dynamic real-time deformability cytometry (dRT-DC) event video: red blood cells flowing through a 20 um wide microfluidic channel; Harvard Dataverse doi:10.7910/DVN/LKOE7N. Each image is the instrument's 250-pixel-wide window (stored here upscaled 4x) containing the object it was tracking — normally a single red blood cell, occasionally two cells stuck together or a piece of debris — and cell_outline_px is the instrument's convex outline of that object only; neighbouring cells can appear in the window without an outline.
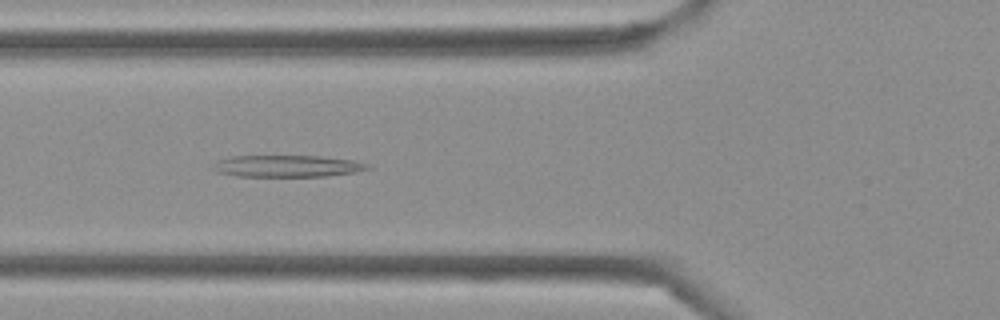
{"species": "Egyptian fruit bat (a non-hibernating species)", "species_latin": "Rousettus aegyptiacus", "temperature_condition": "cold", "stored_images_in_passage": 44, "camera_frame_rate_fps": 3000, "um_per_image_px": 0.085, "frame": {"image": 1, "passage_image": 15, "time_ms": 4.667, "image_size_px": [1000, 320], "cell_outline_px": [[372, 168], [356, 172], [324, 176], [236, 176], [216, 172], [212, 168], [216, 160], [232, 156], [320, 156], [352, 160], [368, 164]], "centroid_in_image_um": [24.38, 14.11], "position_along_channel_um": 101.4, "area_um2": 19.59}}
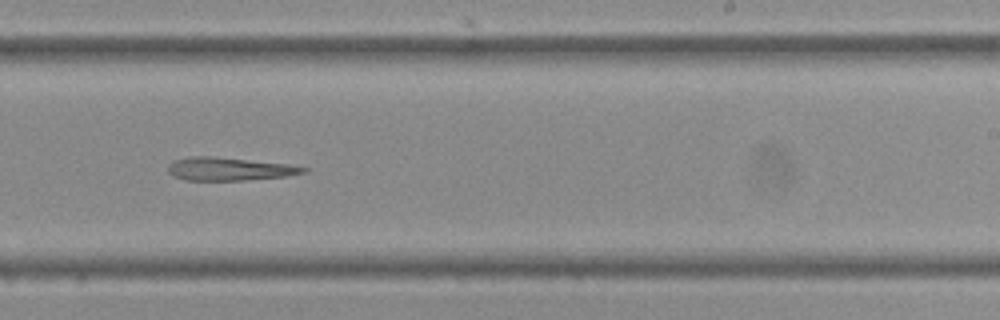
{"frame": {"image": 2, "passage_image": 26, "time_ms": 8.333, "image_size_px": [1000, 320], "cell_outline_px": [[308, 168], [304, 172], [288, 176], [244, 180], [184, 180], [168, 172], [168, 164], [176, 160], [188, 156], [212, 156], [288, 164]], "centroid_in_image_um": [19.47, 14.36], "position_along_channel_um": 269.5, "area_um2": 18.03}}
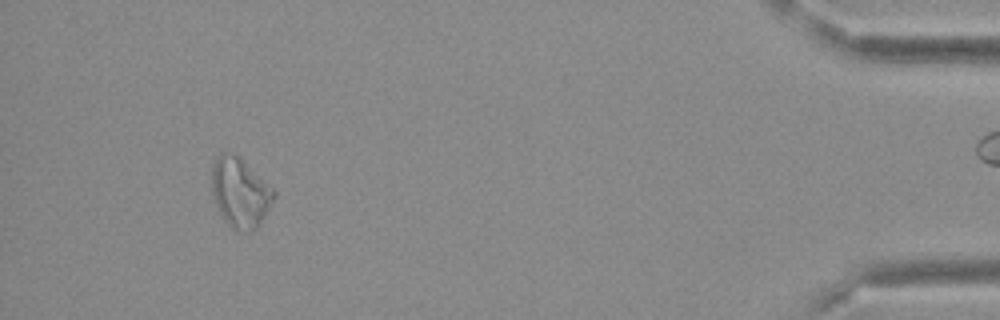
{"frame": {"image": 3, "passage_image": 40, "time_ms": 13.0, "image_size_px": [1000, 320], "cell_outline_px": [[276, 196], [260, 224], [252, 232], [240, 232], [232, 228], [220, 216], [212, 192], [212, 164], [216, 156], [220, 152], [232, 152], [272, 188], [276, 192]], "centroid_in_image_um": [20.38, 16.41], "position_along_channel_um": 414.8, "area_um2": 25.03}}